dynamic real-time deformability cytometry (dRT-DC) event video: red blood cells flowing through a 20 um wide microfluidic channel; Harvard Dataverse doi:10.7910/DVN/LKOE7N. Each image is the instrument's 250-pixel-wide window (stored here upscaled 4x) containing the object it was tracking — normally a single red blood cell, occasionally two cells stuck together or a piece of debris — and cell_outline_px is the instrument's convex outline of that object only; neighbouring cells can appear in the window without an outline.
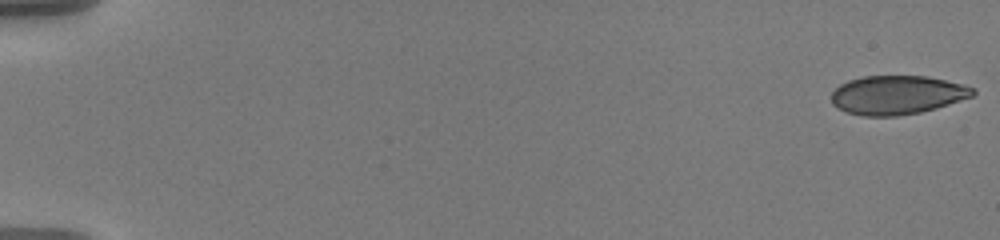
{"species": "human", "species_latin": "Homo sapiens", "temperature_condition": "warm", "stored_images_in_passage": 57, "camera_frame_rate_fps": 3000, "um_per_image_px": 0.085, "donor": {"sex": "male"}, "frame": {"image": 1, "passage_image": 1, "time_ms": 0.0, "image_size_px": [1000, 240], "cell_outline_px": [[976, 92], [972, 96], [936, 108], [920, 112], [896, 116], [864, 116], [848, 112], [836, 108], [832, 104], [832, 92], [840, 84], [848, 80], [864, 76], [928, 76], [964, 84], [976, 88]], "centroid_in_image_um": [76.26, 8.06], "position_along_channel_um": 8.7, "area_um2": 32.08}}
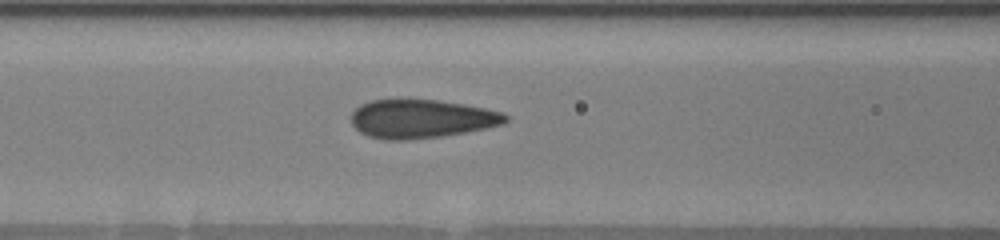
{"frame": {"image": 2, "passage_image": 26, "time_ms": 8.333, "image_size_px": [1000, 240], "cell_outline_px": [[508, 120], [504, 124], [464, 132], [440, 136], [404, 140], [388, 140], [368, 136], [360, 132], [352, 124], [352, 112], [360, 104], [372, 100], [440, 100], [464, 104], [484, 108], [500, 112], [508, 116]], "centroid_in_image_um": [35.8, 10.1], "position_along_channel_um": 130.8, "area_um2": 34.39}}
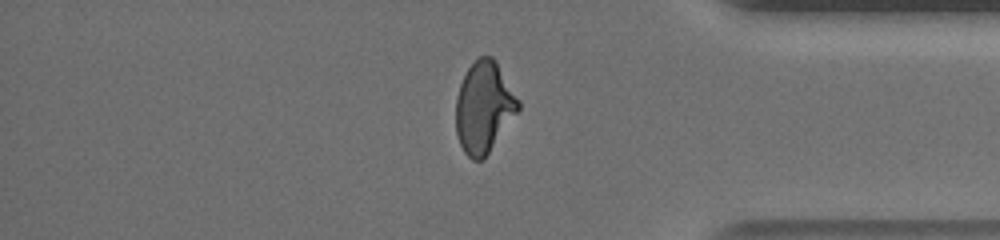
{"frame": {"image": 3, "passage_image": 49, "time_ms": 16.0, "image_size_px": [1000, 240], "cell_outline_px": [[520, 108], [484, 160], [472, 160], [464, 152], [460, 144], [456, 132], [456, 96], [460, 84], [468, 68], [480, 56], [492, 56], [496, 60], [520, 100]], "centroid_in_image_um": [41.14, 9.12], "position_along_channel_um": 394.1, "area_um2": 33.23}, "authors_computed_cell_mechanics": {"area_um2": 33.8708, "velocity_mm_per_s": 3.6083, "shape_relaxation_time_tau1_ms": 10.1525, "shape_relaxation_time_tau2_ms": null, "deformation_change_tau1": 0.2431, "deformation_change_tau2": null}}